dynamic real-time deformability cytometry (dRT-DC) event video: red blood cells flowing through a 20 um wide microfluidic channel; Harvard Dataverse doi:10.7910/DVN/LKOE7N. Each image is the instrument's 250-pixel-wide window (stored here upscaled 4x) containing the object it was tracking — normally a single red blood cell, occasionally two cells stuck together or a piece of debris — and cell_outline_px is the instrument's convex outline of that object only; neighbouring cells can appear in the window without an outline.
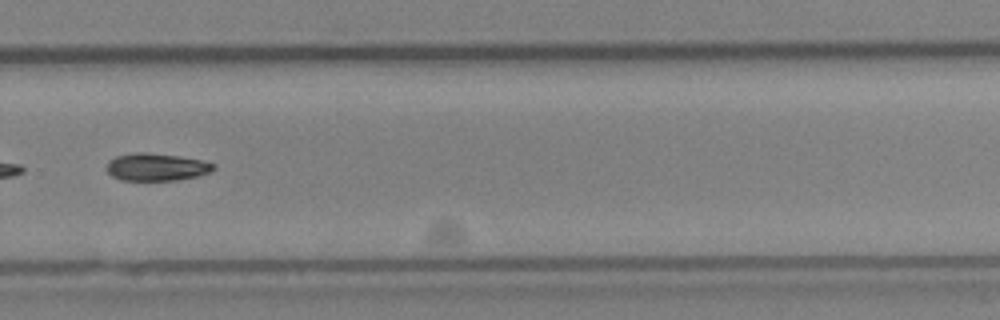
{"species": "Egyptian fruit bat (a non-hibernating species)", "species_latin": "Rousettus aegyptiacus", "temperature_condition": "cold", "stored_images_in_passage": 51, "segment_of_instrument_passage": [2, 2], "camera_frame_rate_fps": 3000, "um_per_image_px": 0.085, "animal": {"sex": "female"}, "frame": {"image": 1, "passage_image": 37, "time_ms": 12.0, "image_size_px": [1000, 320], "cell_outline_px": [[216, 168], [208, 172], [196, 176], [176, 180], [120, 180], [112, 176], [108, 172], [108, 160], [116, 156], [136, 152], [144, 152], [180, 156], [200, 160], [216, 164]], "centroid_in_image_um": [13.29, 14.19], "position_along_channel_um": 316.5, "area_um2": 16.99}}